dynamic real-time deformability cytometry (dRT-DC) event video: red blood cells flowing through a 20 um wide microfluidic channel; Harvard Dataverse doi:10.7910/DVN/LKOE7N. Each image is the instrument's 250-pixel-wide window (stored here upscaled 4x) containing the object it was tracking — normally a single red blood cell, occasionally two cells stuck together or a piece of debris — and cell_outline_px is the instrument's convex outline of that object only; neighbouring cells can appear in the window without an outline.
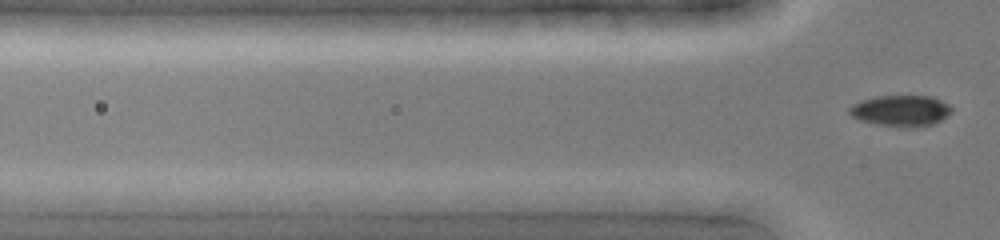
{"species": "common noctule bat (a hibernating species)", "species_latin": "Nyctalus noctula", "temperature_condition": "cold", "stored_images_in_passage": 6, "segment_of_instrument_passage": [1, 2], "camera_frame_rate_fps": 3000, "um_per_image_px": 0.085, "animal": {"sex": "female", "body_mass_g": 19.0, "forearm_length_mm": 51.5}, "frame": {"image": 1, "passage_image": 5, "time_ms": 1.333, "image_size_px": [1000, 240], "cell_outline_px": [[624, 200], [592, 212], [568, 212], [508, 200], [516, 192], [612, 192]], "centroid_in_image_um": [48.3, 17.03], "position_along_channel_um": 77.5, "area_um2": 12.2}}